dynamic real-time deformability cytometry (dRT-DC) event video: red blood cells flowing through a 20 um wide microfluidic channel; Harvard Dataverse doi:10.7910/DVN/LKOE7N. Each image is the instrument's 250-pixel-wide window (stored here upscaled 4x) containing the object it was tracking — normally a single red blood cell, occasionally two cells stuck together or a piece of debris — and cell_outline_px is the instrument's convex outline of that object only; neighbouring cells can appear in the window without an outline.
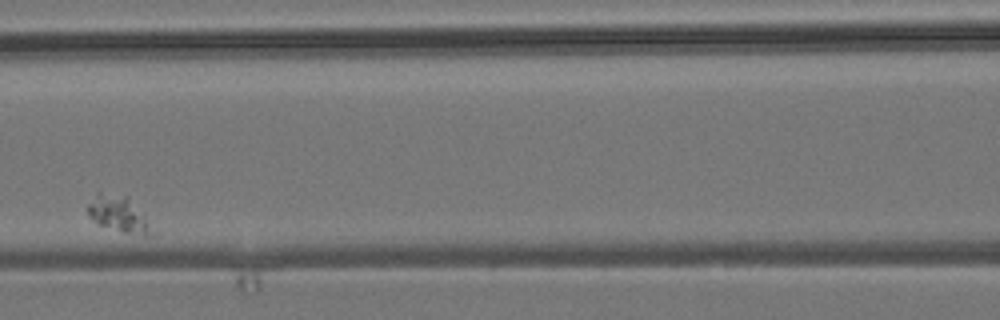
{"species": "common noctule bat (a hibernating species)", "species_latin": "Nyctalus noctula", "temperature_condition": "room temperature", "stored_images_in_passage": 7, "camera_frame_rate_fps": 3000, "um_per_image_px": 0.085, "animal": {"sex": "male", "body_mass_g": 19.2, "forearm_length_mm": 51.8}, "frame": {"image": 1, "passage_image": 4, "time_ms": 1.0, "image_size_px": [1000, 320], "cell_outline_px": [[156, 232], [152, 236], [144, 236], [124, 232], [96, 224], [88, 216], [88, 204], [100, 192], [128, 196], [144, 216]], "centroid_in_image_um": [10.11, 18.24], "position_along_channel_um": 156.5, "area_um2": 13.41}}
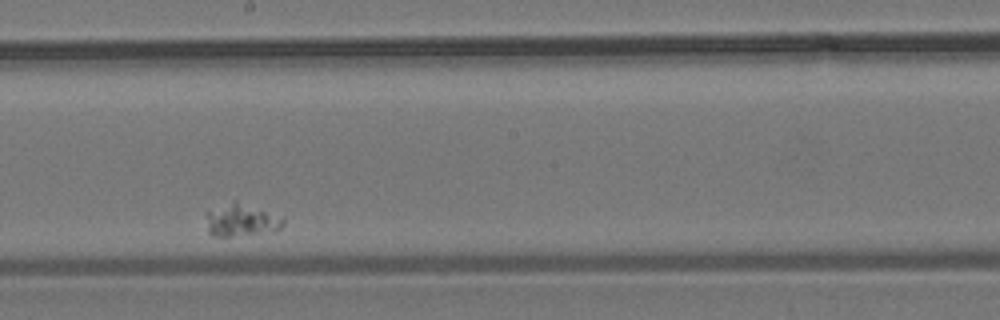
{"frame": {"image": 2, "passage_image": 6, "time_ms": 1.667, "image_size_px": [1000, 320], "cell_outline_px": [[284, 224], [276, 232], [228, 236], [212, 236], [208, 232], [208, 212], [232, 200], [236, 200], [284, 216]], "centroid_in_image_um": [20.6, 18.71], "position_along_channel_um": 227.6, "area_um2": 14.74}}
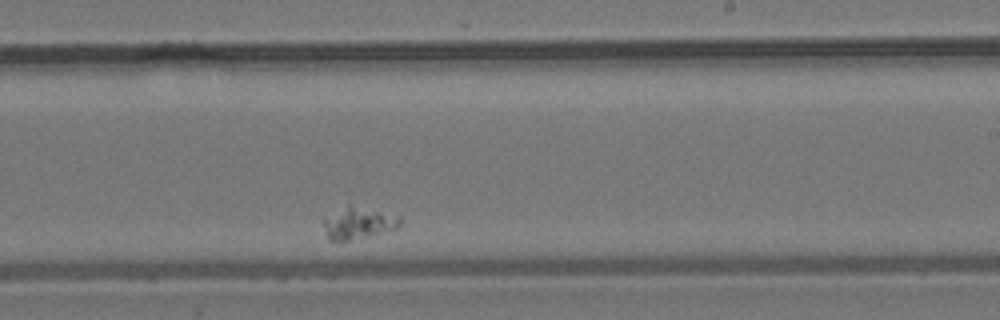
{"frame": {"image": 3, "passage_image": 7, "time_ms": 2.0, "image_size_px": [1000, 320], "cell_outline_px": [[400, 224], [396, 228], [368, 236], [348, 240], [328, 240], [324, 224], [324, 216], [348, 204], [400, 216]], "centroid_in_image_um": [30.42, 18.94], "position_along_channel_um": 258.6, "area_um2": 13.93}}